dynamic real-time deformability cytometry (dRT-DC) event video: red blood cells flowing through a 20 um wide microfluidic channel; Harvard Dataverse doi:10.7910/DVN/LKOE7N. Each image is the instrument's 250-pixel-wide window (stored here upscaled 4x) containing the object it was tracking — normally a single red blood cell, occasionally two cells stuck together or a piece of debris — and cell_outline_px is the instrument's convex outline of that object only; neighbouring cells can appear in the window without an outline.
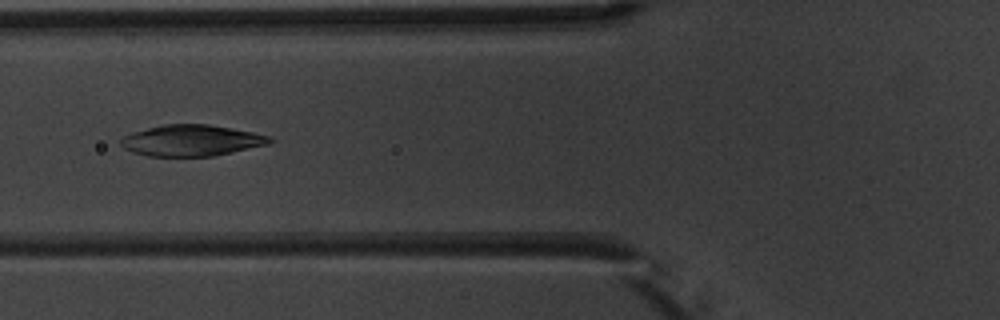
{"species": "common noctule bat (a hibernating species)", "species_latin": "Nyctalus noctula", "temperature_condition": "warm", "stored_images_in_passage": 7, "camera_frame_rate_fps": 3000, "um_per_image_px": 0.085, "animal": {"sex": "male", "body_mass_g": 20.1, "forearm_length_mm": 53.5}, "frame": {"image": 1, "passage_image": 4, "time_ms": 3.333, "image_size_px": [1000, 320], "cell_outline_px": [[276, 140], [268, 144], [232, 152], [212, 156], [148, 156], [132, 152], [124, 148], [120, 144], [120, 140], [124, 136], [132, 132], [164, 124], [208, 124], [252, 132], [272, 136]], "centroid_in_image_um": [16.28, 11.94], "position_along_channel_um": 109.5, "area_um2": 26.99}}
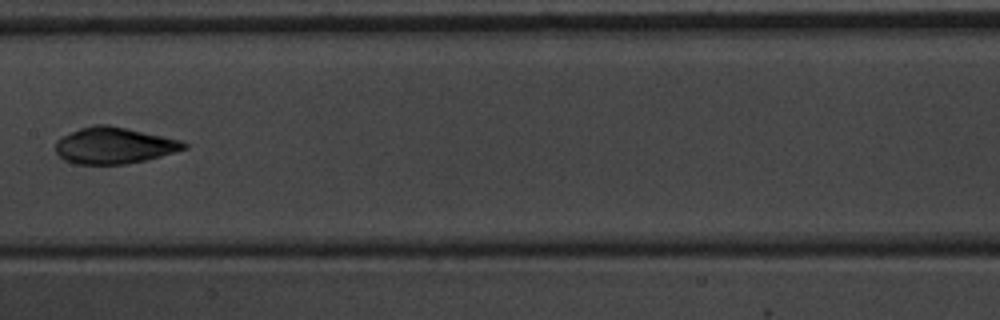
{"frame": {"image": 2, "passage_image": 6, "time_ms": 5.667, "image_size_px": [1000, 320], "cell_outline_px": [[188, 148], [160, 156], [144, 160], [124, 164], [76, 164], [64, 160], [56, 152], [56, 140], [80, 128], [96, 124], [108, 124], [180, 140], [188, 144]], "centroid_in_image_um": [9.68, 12.37], "position_along_channel_um": 197.7, "area_um2": 26.93}}
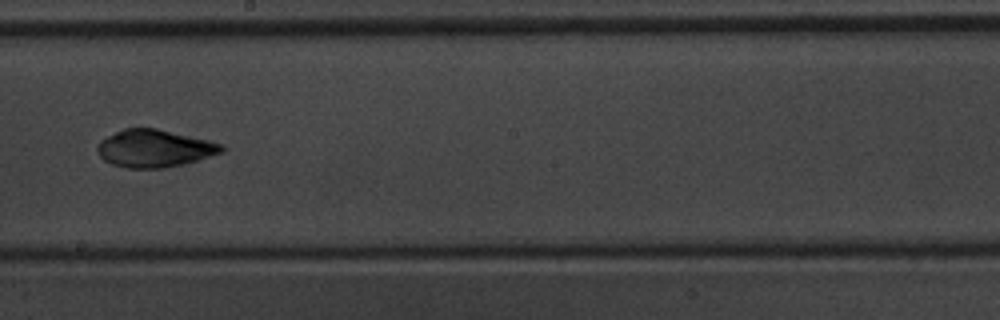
{"frame": {"image": 3, "passage_image": 7, "time_ms": 6.667, "image_size_px": [1000, 320], "cell_outline_px": [[224, 152], [196, 160], [180, 164], [160, 168], [128, 168], [112, 164], [104, 160], [96, 152], [96, 148], [100, 140], [124, 128], [156, 128], [208, 140], [224, 144]], "centroid_in_image_um": [13.11, 12.61], "position_along_channel_um": 235.1, "area_um2": 26.93}}